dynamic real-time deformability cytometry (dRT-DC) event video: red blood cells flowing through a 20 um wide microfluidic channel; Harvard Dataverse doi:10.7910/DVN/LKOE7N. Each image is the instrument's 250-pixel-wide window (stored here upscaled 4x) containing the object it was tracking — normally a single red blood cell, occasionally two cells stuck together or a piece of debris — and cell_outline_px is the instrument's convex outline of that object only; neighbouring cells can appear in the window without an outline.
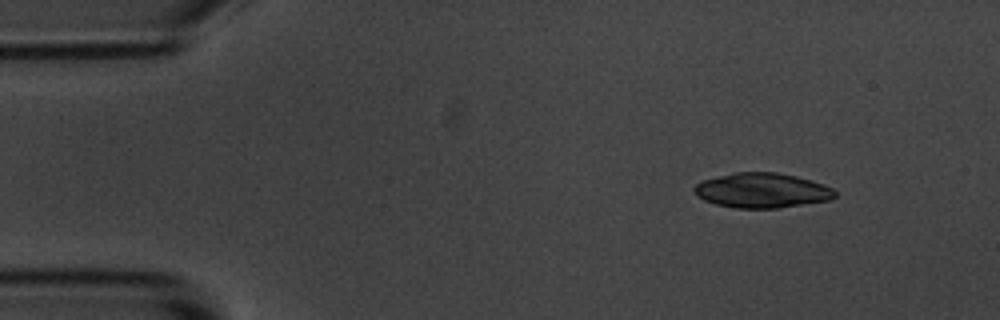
{"species": "common noctule bat (a hibernating species)", "species_latin": "Nyctalus noctula", "temperature_condition": "room temperature", "stored_images_in_passage": 49, "camera_frame_rate_fps": 3000, "um_per_image_px": 0.085, "animal": {"sex": "male", "body_mass_g": 20.1, "forearm_length_mm": 53.5}, "frame": {"image": 1, "passage_image": 1, "time_ms": 0.0, "image_size_px": [1000, 320], "cell_outline_px": [[836, 196], [832, 200], [780, 208], [736, 208], [716, 204], [704, 200], [696, 196], [692, 188], [696, 184], [704, 180], [732, 172], [776, 172], [796, 176], [812, 180], [824, 184], [832, 188], [836, 192]], "centroid_in_image_um": [64.79, 16.19], "position_along_channel_um": 20.2, "area_um2": 28.84}}